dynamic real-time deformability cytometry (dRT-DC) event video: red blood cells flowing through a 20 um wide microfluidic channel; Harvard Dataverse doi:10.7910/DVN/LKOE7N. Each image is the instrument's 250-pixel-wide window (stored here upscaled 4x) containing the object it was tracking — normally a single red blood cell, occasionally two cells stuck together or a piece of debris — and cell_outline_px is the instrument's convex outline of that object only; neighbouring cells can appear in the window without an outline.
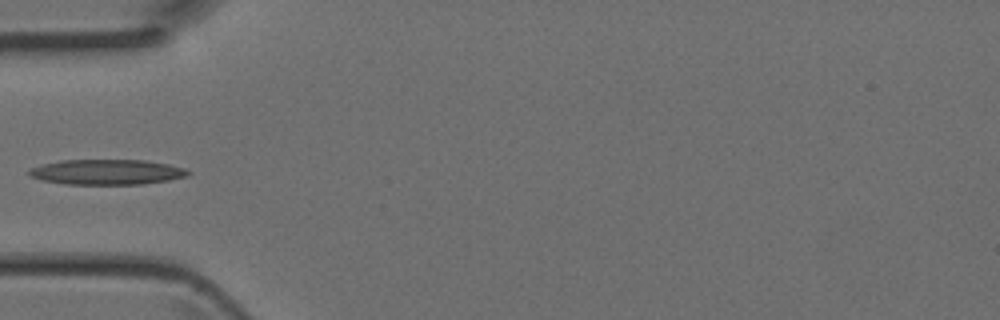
{"species": "Egyptian fruit bat (a non-hibernating species)", "species_latin": "Rousettus aegyptiacus", "temperature_condition": "room temperature", "stored_images_in_passage": 4, "camera_frame_rate_fps": 3000, "um_per_image_px": 0.085, "animal": {"sex": "female"}, "frame": {"image": 1, "passage_image": 4, "time_ms": 1.0, "image_size_px": [1000, 320], "cell_outline_px": [[192, 172], [188, 176], [168, 180], [144, 184], [64, 184], [44, 180], [32, 176], [28, 172], [28, 168], [60, 160], [144, 160], [168, 164], [184, 168]], "centroid_in_image_um": [9.11, 14.62], "position_along_channel_um": 75.9, "area_um2": 23.29}}